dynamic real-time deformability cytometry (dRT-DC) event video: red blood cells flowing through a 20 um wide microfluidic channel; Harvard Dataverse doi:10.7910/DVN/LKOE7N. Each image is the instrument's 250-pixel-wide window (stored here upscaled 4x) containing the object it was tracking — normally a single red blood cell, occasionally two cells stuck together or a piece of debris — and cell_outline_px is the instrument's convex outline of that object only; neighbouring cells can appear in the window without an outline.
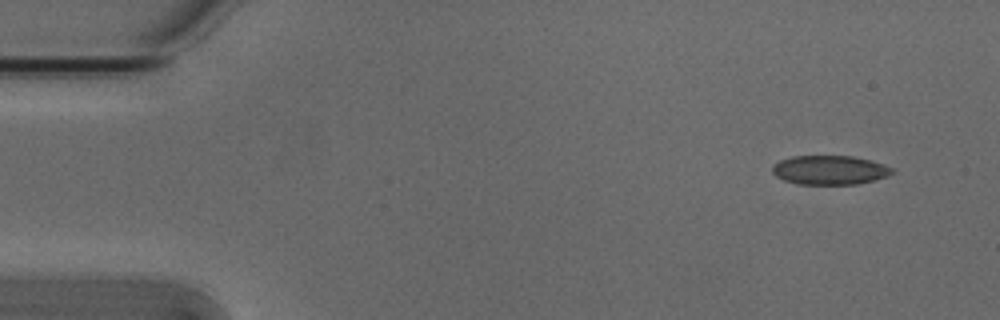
{"species": "Egyptian fruit bat (a non-hibernating species)", "species_latin": "Rousettus aegyptiacus", "temperature_condition": "cold", "stored_images_in_passage": 4, "camera_frame_rate_fps": 3000, "um_per_image_px": 0.085, "animal": {"sex": "male"}, "frame": {"image": 1, "passage_image": 1, "time_ms": 0.0, "image_size_px": [1000, 320], "cell_outline_px": [[892, 172], [884, 176], [872, 180], [856, 184], [796, 184], [784, 180], [776, 176], [772, 172], [772, 168], [780, 160], [792, 156], [852, 156], [872, 160], [892, 168]], "centroid_in_image_um": [70.48, 14.45], "position_along_channel_um": 14.5, "area_um2": 20.06}}
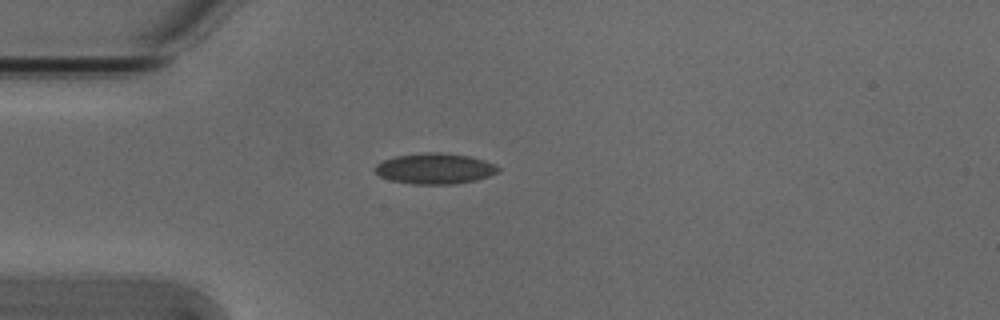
{"frame": {"image": 2, "passage_image": 4, "time_ms": 1.0, "image_size_px": [1000, 320], "cell_outline_px": [[500, 168], [496, 172], [488, 176], [476, 180], [452, 184], [412, 184], [392, 180], [380, 176], [372, 168], [376, 164], [384, 160], [396, 156], [424, 152], [440, 152], [468, 156], [484, 160], [496, 164]], "centroid_in_image_um": [36.95, 14.32], "position_along_channel_um": 48.1, "area_um2": 21.96}}